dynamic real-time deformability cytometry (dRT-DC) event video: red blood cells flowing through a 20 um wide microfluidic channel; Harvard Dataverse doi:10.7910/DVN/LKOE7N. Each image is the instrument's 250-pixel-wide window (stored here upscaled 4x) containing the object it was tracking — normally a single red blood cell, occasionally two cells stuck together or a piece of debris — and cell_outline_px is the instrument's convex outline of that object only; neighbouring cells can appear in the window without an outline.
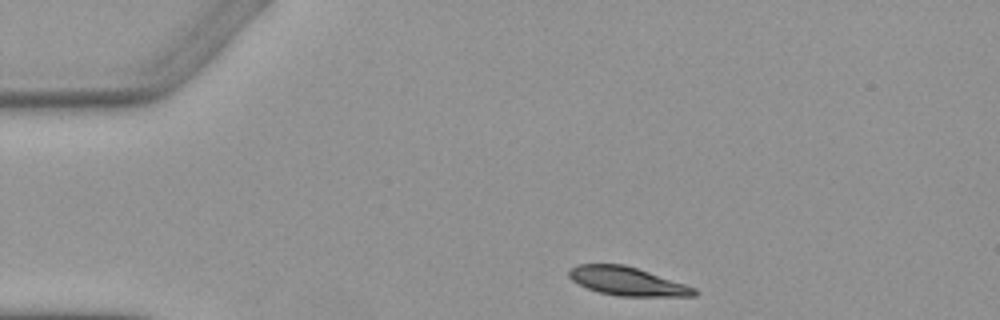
{"species": "Egyptian fruit bat (a non-hibernating species)", "species_latin": "Rousettus aegyptiacus", "temperature_condition": "warm", "stored_images_in_passage": 3, "camera_frame_rate_fps": 3000, "um_per_image_px": 0.085, "animal": {"sex": "female"}, "frame": {"image": 1, "passage_image": 1, "time_ms": 0.0, "image_size_px": [1000, 320], "cell_outline_px": [[696, 296], [616, 296], [600, 292], [588, 288], [572, 280], [568, 276], [568, 268], [576, 264], [624, 264], [696, 288]], "centroid_in_image_um": [53.26, 23.9], "position_along_channel_um": 31.7, "area_um2": 20.58}}
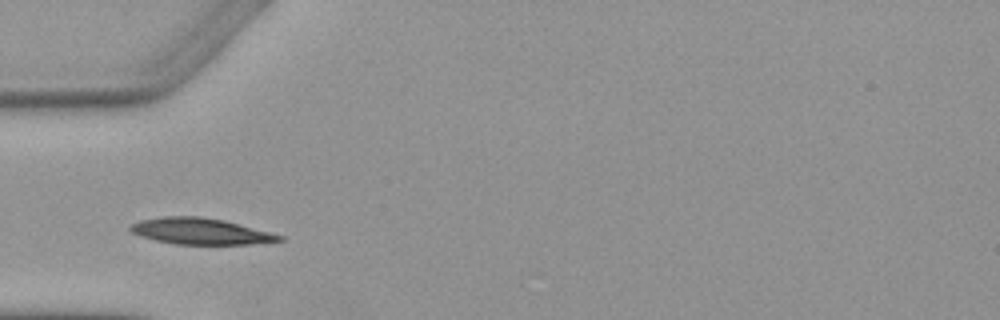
{"frame": {"image": 2, "passage_image": 3, "time_ms": 2.333, "image_size_px": [1000, 320], "cell_outline_px": [[284, 240], [248, 244], [172, 244], [140, 236], [132, 232], [128, 228], [132, 224], [140, 220], [164, 216], [200, 216], [224, 220], [284, 236]], "centroid_in_image_um": [17.01, 19.65], "position_along_channel_um": 68.0, "area_um2": 22.6}}